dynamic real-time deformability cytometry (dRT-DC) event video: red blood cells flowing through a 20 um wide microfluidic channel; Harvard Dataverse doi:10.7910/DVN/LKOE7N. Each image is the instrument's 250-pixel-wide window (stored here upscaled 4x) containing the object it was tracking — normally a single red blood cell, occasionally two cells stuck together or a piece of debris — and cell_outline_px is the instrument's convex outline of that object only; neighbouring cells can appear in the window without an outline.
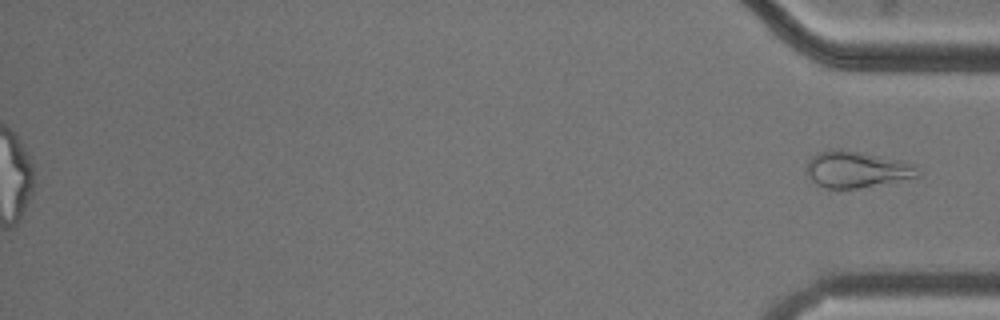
{"species": "common noctule bat (a hibernating species)", "species_latin": "Nyctalus noctula", "temperature_condition": "cold", "stored_images_in_passage": 55, "segment_of_instrument_passage": [2, 2], "camera_frame_rate_fps": 3000, "um_per_image_px": 0.085, "animal": {"sex": "male", "body_mass_g": 20.5, "forearm_length_mm": 52.5}, "frame": {"image": 1, "passage_image": 55, "time_ms": 18.0, "image_size_px": [1000, 320], "cell_outline_px": [[920, 176], [860, 188], [824, 188], [816, 184], [808, 176], [808, 160], [816, 152], [832, 148], [840, 148], [904, 160], [912, 164], [920, 172]], "centroid_in_image_um": [72.8, 14.38], "position_along_channel_um": 362.4, "area_um2": 23.76}}